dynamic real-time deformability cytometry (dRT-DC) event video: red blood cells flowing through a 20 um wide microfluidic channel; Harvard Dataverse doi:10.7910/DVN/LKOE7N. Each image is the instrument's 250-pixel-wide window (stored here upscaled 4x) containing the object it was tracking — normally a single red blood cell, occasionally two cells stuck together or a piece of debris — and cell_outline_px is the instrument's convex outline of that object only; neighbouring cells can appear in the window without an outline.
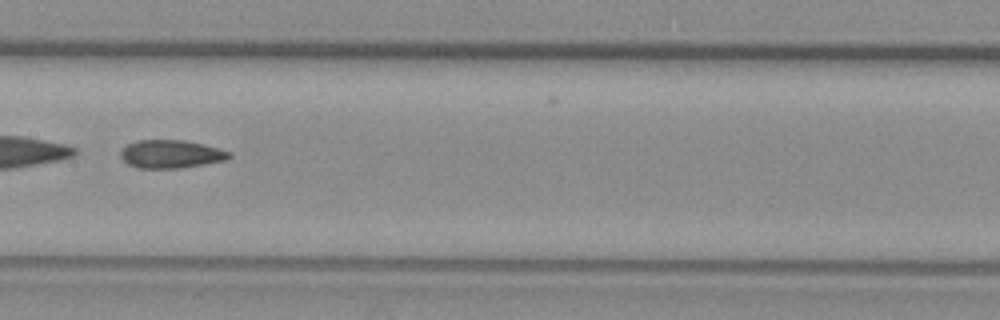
{"species": "common noctule bat (a hibernating species)", "species_latin": "Nyctalus noctula", "temperature_condition": "warm", "stored_images_in_passage": 35, "camera_frame_rate_fps": 3000, "um_per_image_px": 0.085, "animal": {"sex": "female", "body_mass_g": 29.2, "forearm_length_mm": 56.3}, "frame": {"image": 1, "passage_image": 11, "time_ms": 3.333, "image_size_px": [1000, 320], "cell_outline_px": [[232, 156], [224, 160], [204, 164], [180, 168], [136, 168], [128, 164], [120, 156], [120, 152], [128, 144], [140, 140], [184, 140], [204, 144], [232, 152]], "centroid_in_image_um": [14.54, 13.09], "position_along_channel_um": 192.9, "area_um2": 17.74}, "authors_computed_cell_mechanics": {"area_um2": 18.2648, "velocity_mm_per_s": 3.7741, "shape_relaxation_time_tau1_ms": null, "shape_relaxation_time_tau2_ms": 6.6193, "deformation_change_tau1": null, "deformation_change_tau2": 0.1657}}